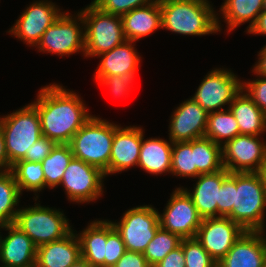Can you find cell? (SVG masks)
<instances>
[{"label":"cell","mask_w":266,"mask_h":267,"mask_svg":"<svg viewBox=\"0 0 266 267\" xmlns=\"http://www.w3.org/2000/svg\"><path fill=\"white\" fill-rule=\"evenodd\" d=\"M111 223L127 251L144 253L160 228L159 211L153 205H140L125 211L119 222Z\"/></svg>","instance_id":"9"},{"label":"cell","mask_w":266,"mask_h":267,"mask_svg":"<svg viewBox=\"0 0 266 267\" xmlns=\"http://www.w3.org/2000/svg\"><path fill=\"white\" fill-rule=\"evenodd\" d=\"M121 19L126 40L139 41L162 29L160 2L156 0L146 6L135 8L121 15Z\"/></svg>","instance_id":"22"},{"label":"cell","mask_w":266,"mask_h":267,"mask_svg":"<svg viewBox=\"0 0 266 267\" xmlns=\"http://www.w3.org/2000/svg\"><path fill=\"white\" fill-rule=\"evenodd\" d=\"M241 90L242 80L232 70L215 68L207 73L191 98L206 112L211 113L225 110V105L229 109Z\"/></svg>","instance_id":"10"},{"label":"cell","mask_w":266,"mask_h":267,"mask_svg":"<svg viewBox=\"0 0 266 267\" xmlns=\"http://www.w3.org/2000/svg\"><path fill=\"white\" fill-rule=\"evenodd\" d=\"M244 232L245 230L229 217L205 218L195 239L218 264Z\"/></svg>","instance_id":"15"},{"label":"cell","mask_w":266,"mask_h":267,"mask_svg":"<svg viewBox=\"0 0 266 267\" xmlns=\"http://www.w3.org/2000/svg\"><path fill=\"white\" fill-rule=\"evenodd\" d=\"M120 125L92 115L75 133L69 145L74 158L109 176V162L115 130Z\"/></svg>","instance_id":"4"},{"label":"cell","mask_w":266,"mask_h":267,"mask_svg":"<svg viewBox=\"0 0 266 267\" xmlns=\"http://www.w3.org/2000/svg\"><path fill=\"white\" fill-rule=\"evenodd\" d=\"M171 175L196 178L197 168L194 165V151H192V140L185 142H174L172 146Z\"/></svg>","instance_id":"33"},{"label":"cell","mask_w":266,"mask_h":267,"mask_svg":"<svg viewBox=\"0 0 266 267\" xmlns=\"http://www.w3.org/2000/svg\"><path fill=\"white\" fill-rule=\"evenodd\" d=\"M34 204L26 208L21 207L13 224L37 247L62 239L73 230L61 209L45 207L36 202Z\"/></svg>","instance_id":"6"},{"label":"cell","mask_w":266,"mask_h":267,"mask_svg":"<svg viewBox=\"0 0 266 267\" xmlns=\"http://www.w3.org/2000/svg\"><path fill=\"white\" fill-rule=\"evenodd\" d=\"M79 12L84 22L86 58L99 56L126 41L120 15L103 12L92 2Z\"/></svg>","instance_id":"7"},{"label":"cell","mask_w":266,"mask_h":267,"mask_svg":"<svg viewBox=\"0 0 266 267\" xmlns=\"http://www.w3.org/2000/svg\"><path fill=\"white\" fill-rule=\"evenodd\" d=\"M238 122L240 134L259 136L266 132V114L243 91L229 106Z\"/></svg>","instance_id":"26"},{"label":"cell","mask_w":266,"mask_h":267,"mask_svg":"<svg viewBox=\"0 0 266 267\" xmlns=\"http://www.w3.org/2000/svg\"><path fill=\"white\" fill-rule=\"evenodd\" d=\"M156 0H93L92 3L103 12L123 15L135 8L146 6Z\"/></svg>","instance_id":"38"},{"label":"cell","mask_w":266,"mask_h":267,"mask_svg":"<svg viewBox=\"0 0 266 267\" xmlns=\"http://www.w3.org/2000/svg\"><path fill=\"white\" fill-rule=\"evenodd\" d=\"M247 34L266 35V9H263L259 14L255 25L247 32Z\"/></svg>","instance_id":"45"},{"label":"cell","mask_w":266,"mask_h":267,"mask_svg":"<svg viewBox=\"0 0 266 267\" xmlns=\"http://www.w3.org/2000/svg\"><path fill=\"white\" fill-rule=\"evenodd\" d=\"M169 120L168 134L173 143L205 137L208 112L192 98L177 106Z\"/></svg>","instance_id":"16"},{"label":"cell","mask_w":266,"mask_h":267,"mask_svg":"<svg viewBox=\"0 0 266 267\" xmlns=\"http://www.w3.org/2000/svg\"><path fill=\"white\" fill-rule=\"evenodd\" d=\"M81 258L74 229L64 238L37 247L35 267H69Z\"/></svg>","instance_id":"21"},{"label":"cell","mask_w":266,"mask_h":267,"mask_svg":"<svg viewBox=\"0 0 266 267\" xmlns=\"http://www.w3.org/2000/svg\"><path fill=\"white\" fill-rule=\"evenodd\" d=\"M136 73H123L122 75L94 76L98 84L107 86L115 98L128 96Z\"/></svg>","instance_id":"37"},{"label":"cell","mask_w":266,"mask_h":267,"mask_svg":"<svg viewBox=\"0 0 266 267\" xmlns=\"http://www.w3.org/2000/svg\"><path fill=\"white\" fill-rule=\"evenodd\" d=\"M266 234L245 231L233 244L217 267H264L266 261Z\"/></svg>","instance_id":"19"},{"label":"cell","mask_w":266,"mask_h":267,"mask_svg":"<svg viewBox=\"0 0 266 267\" xmlns=\"http://www.w3.org/2000/svg\"><path fill=\"white\" fill-rule=\"evenodd\" d=\"M143 253L126 251L113 267H149Z\"/></svg>","instance_id":"42"},{"label":"cell","mask_w":266,"mask_h":267,"mask_svg":"<svg viewBox=\"0 0 266 267\" xmlns=\"http://www.w3.org/2000/svg\"><path fill=\"white\" fill-rule=\"evenodd\" d=\"M11 170L8 162V157L5 151V143L3 137V131L0 126V172Z\"/></svg>","instance_id":"46"},{"label":"cell","mask_w":266,"mask_h":267,"mask_svg":"<svg viewBox=\"0 0 266 267\" xmlns=\"http://www.w3.org/2000/svg\"><path fill=\"white\" fill-rule=\"evenodd\" d=\"M181 238L163 228H159L148 244L143 255L150 266H155L163 260L172 250L180 245Z\"/></svg>","instance_id":"34"},{"label":"cell","mask_w":266,"mask_h":267,"mask_svg":"<svg viewBox=\"0 0 266 267\" xmlns=\"http://www.w3.org/2000/svg\"><path fill=\"white\" fill-rule=\"evenodd\" d=\"M192 151H194L197 177L200 174L214 173L224 168L222 146L211 139L202 137L192 140Z\"/></svg>","instance_id":"28"},{"label":"cell","mask_w":266,"mask_h":267,"mask_svg":"<svg viewBox=\"0 0 266 267\" xmlns=\"http://www.w3.org/2000/svg\"><path fill=\"white\" fill-rule=\"evenodd\" d=\"M182 246L186 267H217L216 261L195 238L182 239Z\"/></svg>","instance_id":"35"},{"label":"cell","mask_w":266,"mask_h":267,"mask_svg":"<svg viewBox=\"0 0 266 267\" xmlns=\"http://www.w3.org/2000/svg\"><path fill=\"white\" fill-rule=\"evenodd\" d=\"M260 138L240 134L223 145L224 168L229 172H259L266 160V142Z\"/></svg>","instance_id":"14"},{"label":"cell","mask_w":266,"mask_h":267,"mask_svg":"<svg viewBox=\"0 0 266 267\" xmlns=\"http://www.w3.org/2000/svg\"><path fill=\"white\" fill-rule=\"evenodd\" d=\"M74 158L69 144H56L51 153L41 162L45 176V189L58 187L66 167Z\"/></svg>","instance_id":"31"},{"label":"cell","mask_w":266,"mask_h":267,"mask_svg":"<svg viewBox=\"0 0 266 267\" xmlns=\"http://www.w3.org/2000/svg\"><path fill=\"white\" fill-rule=\"evenodd\" d=\"M22 194L25 191L35 193L34 200H38V192L45 189V176L41 162L20 160L11 166L10 170ZM37 193V194H36Z\"/></svg>","instance_id":"30"},{"label":"cell","mask_w":266,"mask_h":267,"mask_svg":"<svg viewBox=\"0 0 266 267\" xmlns=\"http://www.w3.org/2000/svg\"><path fill=\"white\" fill-rule=\"evenodd\" d=\"M162 28L176 34L203 36L220 33L218 12L210 1L159 0Z\"/></svg>","instance_id":"2"},{"label":"cell","mask_w":266,"mask_h":267,"mask_svg":"<svg viewBox=\"0 0 266 267\" xmlns=\"http://www.w3.org/2000/svg\"><path fill=\"white\" fill-rule=\"evenodd\" d=\"M154 267H186L185 257L182 246L172 250L163 260L159 261Z\"/></svg>","instance_id":"43"},{"label":"cell","mask_w":266,"mask_h":267,"mask_svg":"<svg viewBox=\"0 0 266 267\" xmlns=\"http://www.w3.org/2000/svg\"><path fill=\"white\" fill-rule=\"evenodd\" d=\"M258 55V62L252 68V72L255 75H259L262 77H266V47L263 46L259 51Z\"/></svg>","instance_id":"44"},{"label":"cell","mask_w":266,"mask_h":267,"mask_svg":"<svg viewBox=\"0 0 266 267\" xmlns=\"http://www.w3.org/2000/svg\"><path fill=\"white\" fill-rule=\"evenodd\" d=\"M81 257L93 267H105L107 220H94L77 234Z\"/></svg>","instance_id":"25"},{"label":"cell","mask_w":266,"mask_h":267,"mask_svg":"<svg viewBox=\"0 0 266 267\" xmlns=\"http://www.w3.org/2000/svg\"><path fill=\"white\" fill-rule=\"evenodd\" d=\"M143 129L139 126L121 125L115 130L109 162V175L126 171L139 162Z\"/></svg>","instance_id":"17"},{"label":"cell","mask_w":266,"mask_h":267,"mask_svg":"<svg viewBox=\"0 0 266 267\" xmlns=\"http://www.w3.org/2000/svg\"><path fill=\"white\" fill-rule=\"evenodd\" d=\"M259 173H260V175L262 177V180H263V183H264V188L266 190V160L263 162Z\"/></svg>","instance_id":"48"},{"label":"cell","mask_w":266,"mask_h":267,"mask_svg":"<svg viewBox=\"0 0 266 267\" xmlns=\"http://www.w3.org/2000/svg\"><path fill=\"white\" fill-rule=\"evenodd\" d=\"M256 76L253 81H242V90L266 114V77Z\"/></svg>","instance_id":"40"},{"label":"cell","mask_w":266,"mask_h":267,"mask_svg":"<svg viewBox=\"0 0 266 267\" xmlns=\"http://www.w3.org/2000/svg\"><path fill=\"white\" fill-rule=\"evenodd\" d=\"M38 52L53 53L60 57L82 52L85 56L84 22L80 12L71 16L63 12L44 32L35 47Z\"/></svg>","instance_id":"8"},{"label":"cell","mask_w":266,"mask_h":267,"mask_svg":"<svg viewBox=\"0 0 266 267\" xmlns=\"http://www.w3.org/2000/svg\"><path fill=\"white\" fill-rule=\"evenodd\" d=\"M69 267H93V266L90 265L85 259L81 257L79 260H77L75 263H73Z\"/></svg>","instance_id":"47"},{"label":"cell","mask_w":266,"mask_h":267,"mask_svg":"<svg viewBox=\"0 0 266 267\" xmlns=\"http://www.w3.org/2000/svg\"><path fill=\"white\" fill-rule=\"evenodd\" d=\"M8 235H0V264L9 267H35L37 246L17 226L1 225Z\"/></svg>","instance_id":"18"},{"label":"cell","mask_w":266,"mask_h":267,"mask_svg":"<svg viewBox=\"0 0 266 267\" xmlns=\"http://www.w3.org/2000/svg\"><path fill=\"white\" fill-rule=\"evenodd\" d=\"M135 41L126 40L121 45L98 56L101 60L95 70V76L122 75L137 73L141 56L134 47ZM133 44V45H132Z\"/></svg>","instance_id":"23"},{"label":"cell","mask_w":266,"mask_h":267,"mask_svg":"<svg viewBox=\"0 0 266 267\" xmlns=\"http://www.w3.org/2000/svg\"><path fill=\"white\" fill-rule=\"evenodd\" d=\"M144 135L137 167L153 175L170 173L173 142L156 137L145 140Z\"/></svg>","instance_id":"24"},{"label":"cell","mask_w":266,"mask_h":267,"mask_svg":"<svg viewBox=\"0 0 266 267\" xmlns=\"http://www.w3.org/2000/svg\"><path fill=\"white\" fill-rule=\"evenodd\" d=\"M62 13L60 7L52 1L34 0L7 32L28 46L36 47L44 32Z\"/></svg>","instance_id":"13"},{"label":"cell","mask_w":266,"mask_h":267,"mask_svg":"<svg viewBox=\"0 0 266 267\" xmlns=\"http://www.w3.org/2000/svg\"><path fill=\"white\" fill-rule=\"evenodd\" d=\"M163 213L159 212L160 227L181 239L195 238L203 218L193 204L192 198L182 187H176Z\"/></svg>","instance_id":"12"},{"label":"cell","mask_w":266,"mask_h":267,"mask_svg":"<svg viewBox=\"0 0 266 267\" xmlns=\"http://www.w3.org/2000/svg\"><path fill=\"white\" fill-rule=\"evenodd\" d=\"M126 247L121 235L116 231L111 220L107 219V244L105 246V267H113L125 254Z\"/></svg>","instance_id":"36"},{"label":"cell","mask_w":266,"mask_h":267,"mask_svg":"<svg viewBox=\"0 0 266 267\" xmlns=\"http://www.w3.org/2000/svg\"><path fill=\"white\" fill-rule=\"evenodd\" d=\"M31 104L39 114L42 136L56 144H69L93 115L76 92L57 83L41 87Z\"/></svg>","instance_id":"1"},{"label":"cell","mask_w":266,"mask_h":267,"mask_svg":"<svg viewBox=\"0 0 266 267\" xmlns=\"http://www.w3.org/2000/svg\"><path fill=\"white\" fill-rule=\"evenodd\" d=\"M237 135L239 125L230 109L208 113L206 138L223 146Z\"/></svg>","instance_id":"29"},{"label":"cell","mask_w":266,"mask_h":267,"mask_svg":"<svg viewBox=\"0 0 266 267\" xmlns=\"http://www.w3.org/2000/svg\"><path fill=\"white\" fill-rule=\"evenodd\" d=\"M56 143L47 137L41 136L32 146L27 150L24 161L42 162L55 147Z\"/></svg>","instance_id":"41"},{"label":"cell","mask_w":266,"mask_h":267,"mask_svg":"<svg viewBox=\"0 0 266 267\" xmlns=\"http://www.w3.org/2000/svg\"><path fill=\"white\" fill-rule=\"evenodd\" d=\"M226 168L214 173L200 174L193 190L183 188L192 198L199 215L205 218L217 217V204H219V189L223 180L229 175Z\"/></svg>","instance_id":"20"},{"label":"cell","mask_w":266,"mask_h":267,"mask_svg":"<svg viewBox=\"0 0 266 267\" xmlns=\"http://www.w3.org/2000/svg\"><path fill=\"white\" fill-rule=\"evenodd\" d=\"M182 1H208V0H182Z\"/></svg>","instance_id":"49"},{"label":"cell","mask_w":266,"mask_h":267,"mask_svg":"<svg viewBox=\"0 0 266 267\" xmlns=\"http://www.w3.org/2000/svg\"><path fill=\"white\" fill-rule=\"evenodd\" d=\"M21 196L12 172H0V225L14 223Z\"/></svg>","instance_id":"32"},{"label":"cell","mask_w":266,"mask_h":267,"mask_svg":"<svg viewBox=\"0 0 266 267\" xmlns=\"http://www.w3.org/2000/svg\"><path fill=\"white\" fill-rule=\"evenodd\" d=\"M264 9H266V0H264Z\"/></svg>","instance_id":"50"},{"label":"cell","mask_w":266,"mask_h":267,"mask_svg":"<svg viewBox=\"0 0 266 267\" xmlns=\"http://www.w3.org/2000/svg\"><path fill=\"white\" fill-rule=\"evenodd\" d=\"M0 126L10 167L23 160L29 147L42 136L39 114L31 103L0 116Z\"/></svg>","instance_id":"5"},{"label":"cell","mask_w":266,"mask_h":267,"mask_svg":"<svg viewBox=\"0 0 266 267\" xmlns=\"http://www.w3.org/2000/svg\"><path fill=\"white\" fill-rule=\"evenodd\" d=\"M105 177L100 169L73 158L64 171L60 186L64 187L70 202L90 203L103 195Z\"/></svg>","instance_id":"11"},{"label":"cell","mask_w":266,"mask_h":267,"mask_svg":"<svg viewBox=\"0 0 266 267\" xmlns=\"http://www.w3.org/2000/svg\"><path fill=\"white\" fill-rule=\"evenodd\" d=\"M235 197V172H230L219 189L217 217H227L233 210Z\"/></svg>","instance_id":"39"},{"label":"cell","mask_w":266,"mask_h":267,"mask_svg":"<svg viewBox=\"0 0 266 267\" xmlns=\"http://www.w3.org/2000/svg\"><path fill=\"white\" fill-rule=\"evenodd\" d=\"M265 209L266 190L260 173L235 172L234 205L227 217L245 231L265 232Z\"/></svg>","instance_id":"3"},{"label":"cell","mask_w":266,"mask_h":267,"mask_svg":"<svg viewBox=\"0 0 266 267\" xmlns=\"http://www.w3.org/2000/svg\"><path fill=\"white\" fill-rule=\"evenodd\" d=\"M219 13L224 18L227 31L231 32L245 22H249L247 32L255 25L264 9V0H224Z\"/></svg>","instance_id":"27"}]
</instances>
